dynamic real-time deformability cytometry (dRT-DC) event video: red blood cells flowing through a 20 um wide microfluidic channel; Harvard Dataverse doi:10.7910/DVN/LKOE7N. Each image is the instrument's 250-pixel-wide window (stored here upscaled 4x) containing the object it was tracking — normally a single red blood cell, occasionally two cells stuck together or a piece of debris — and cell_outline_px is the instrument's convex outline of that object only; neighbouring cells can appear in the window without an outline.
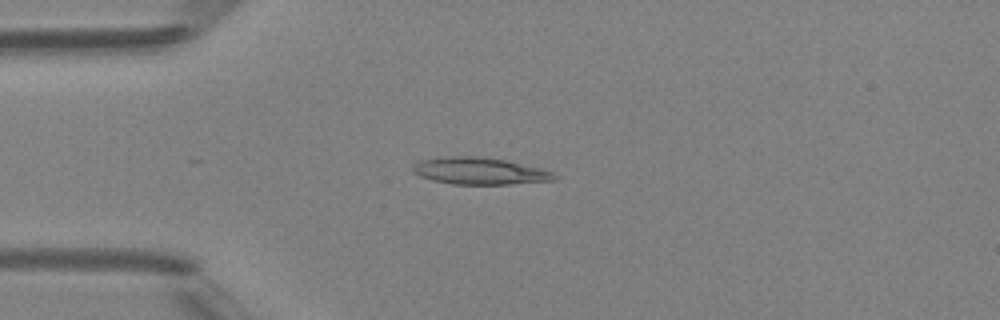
{"species": "Egyptian fruit bat (a non-hibernating species)", "species_latin": "Rousettus aegyptiacus", "temperature_condition": "room temperature", "stored_images_in_passage": 4, "camera_frame_rate_fps": 3000, "um_per_image_px": 0.085, "animal": {"sex": "female"}, "frame": {"image": 1, "passage_image": 3, "time_ms": 3.0, "image_size_px": [1000, 320], "cell_outline_px": [[560, 176], [556, 180], [508, 184], [452, 184], [432, 180], [420, 176], [412, 172], [412, 168], [420, 160], [436, 156], [476, 156], [508, 160], [544, 168]], "centroid_in_image_um": [40.8, 14.52], "position_along_channel_um": 44.2, "area_um2": 22.6}}